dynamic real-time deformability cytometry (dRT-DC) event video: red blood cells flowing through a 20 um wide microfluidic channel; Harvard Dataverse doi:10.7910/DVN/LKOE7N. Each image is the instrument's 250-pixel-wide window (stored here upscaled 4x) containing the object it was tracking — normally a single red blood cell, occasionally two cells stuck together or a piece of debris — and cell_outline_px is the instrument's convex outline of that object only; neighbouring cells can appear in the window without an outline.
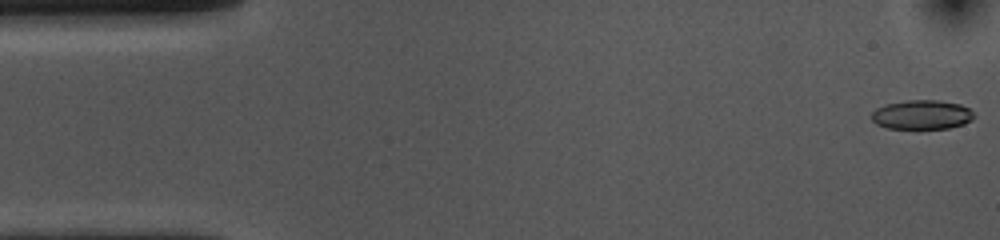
{"species": "common noctule bat (a hibernating species)", "species_latin": "Nyctalus noctula", "temperature_condition": "cold", "stored_images_in_passage": 54, "camera_frame_rate_fps": 3000, "um_per_image_px": 0.085, "animal": {"sex": "female", "body_mass_g": 10.0, "forearm_length_mm": 53.1}, "frame": {"image": 1, "passage_image": 1, "time_ms": 0.0, "image_size_px": [1000, 240], "cell_outline_px": [[976, 116], [972, 120], [964, 124], [948, 128], [888, 128], [876, 124], [872, 120], [872, 112], [876, 108], [884, 104], [908, 100], [936, 100], [960, 104], [968, 108]], "centroid_in_image_um": [78.36, 9.74], "position_along_channel_um": 6.6, "area_um2": 17.46}}
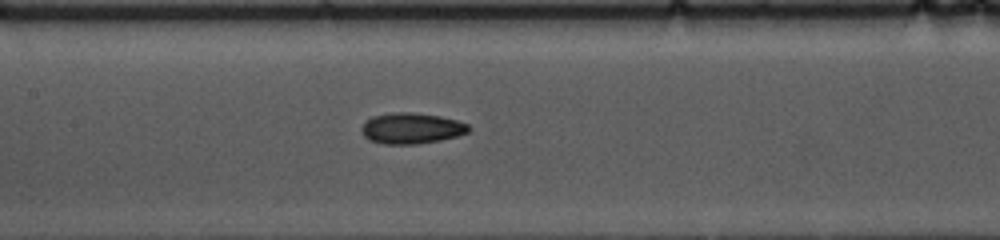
{"frame": {"image": 2, "passage_image": 24, "time_ms": 7.667, "image_size_px": [1000, 240], "cell_outline_px": [[472, 128], [468, 132], [456, 136], [440, 140], [416, 144], [384, 144], [368, 140], [364, 136], [360, 128], [364, 120], [372, 116], [396, 112], [412, 112], [440, 116], [456, 120], [468, 124]], "centroid_in_image_um": [34.94, 10.9], "position_along_channel_um": 172.5, "area_um2": 19.42}}
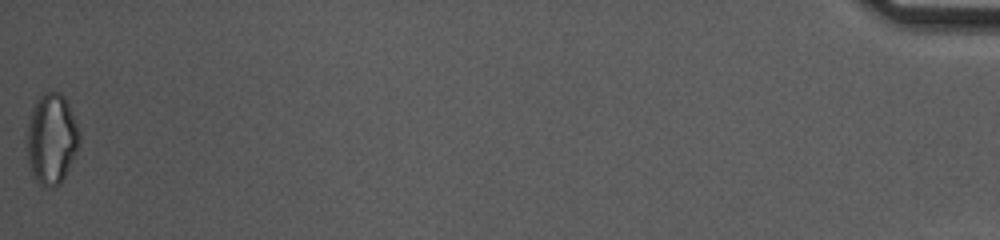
{"frame": {"image": 3, "passage_image": 54, "time_ms": 17.667, "image_size_px": [1000, 240], "cell_outline_px": [[80, 144], [60, 184], [52, 188], [48, 188], [40, 184], [36, 180], [32, 172], [28, 160], [28, 124], [32, 108], [36, 100], [44, 92], [60, 92], [64, 96], [80, 132]], "centroid_in_image_um": [4.39, 11.8], "position_along_channel_um": 430.8, "area_um2": 27.34}, "authors_computed_cell_mechanics": {"area_um2": 18.8139, "velocity_mm_per_s": 3.6385, "shape_relaxation_time_tau1_ms": 3.9249, "shape_relaxation_time_tau2_ms": 5.4273, "deformation_change_tau1": 0.1064, "deformation_change_tau2": 0.1064}}